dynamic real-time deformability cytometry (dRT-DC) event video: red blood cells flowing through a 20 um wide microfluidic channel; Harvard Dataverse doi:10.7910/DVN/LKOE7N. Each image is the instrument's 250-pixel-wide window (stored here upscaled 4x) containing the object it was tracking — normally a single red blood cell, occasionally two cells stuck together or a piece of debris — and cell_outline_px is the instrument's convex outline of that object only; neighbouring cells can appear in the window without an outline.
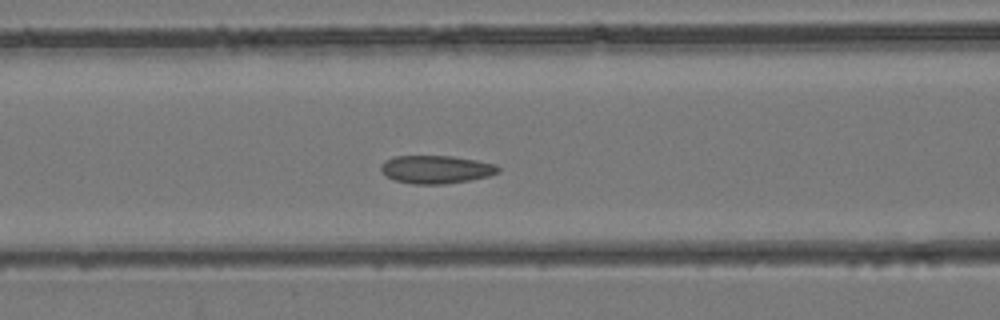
{"species": "common noctule bat (a hibernating species)", "species_latin": "Nyctalus noctula", "temperature_condition": "room temperature", "stored_images_in_passage": 42, "camera_frame_rate_fps": 3000, "um_per_image_px": 0.085, "animal": {"sex": "female", "body_mass_g": 24.6, "forearm_length_mm": 56.2}, "frame": {"image": 1, "passage_image": 17, "time_ms": 5.333, "image_size_px": [1000, 320], "cell_outline_px": [[500, 172], [488, 176], [468, 180], [444, 184], [412, 184], [396, 180], [384, 176], [380, 168], [380, 164], [384, 160], [396, 156], [452, 156], [476, 160], [496, 164], [500, 168]], "centroid_in_image_um": [37.04, 14.4], "position_along_channel_um": 129.6, "area_um2": 19.25}}
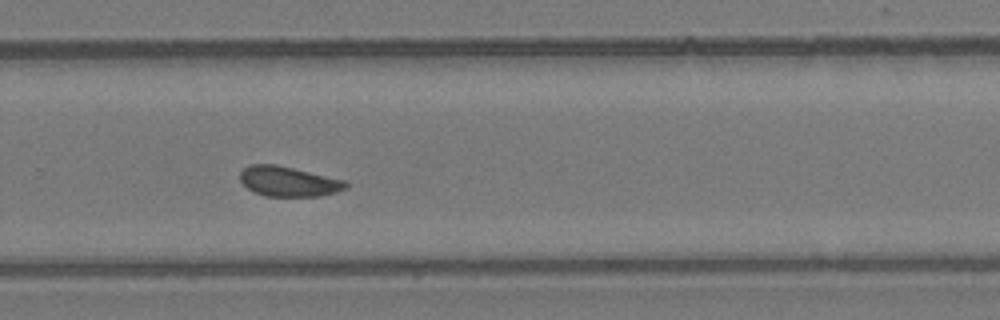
{"frame": {"image": 2, "passage_image": 28, "time_ms": 9.0, "image_size_px": [1000, 320], "cell_outline_px": [[348, 188], [336, 192], [320, 196], [264, 196], [248, 188], [240, 180], [240, 172], [244, 168], [252, 164], [276, 164], [344, 180], [348, 184]], "centroid_in_image_um": [24.53, 15.42], "position_along_channel_um": 305.3, "area_um2": 18.32}}
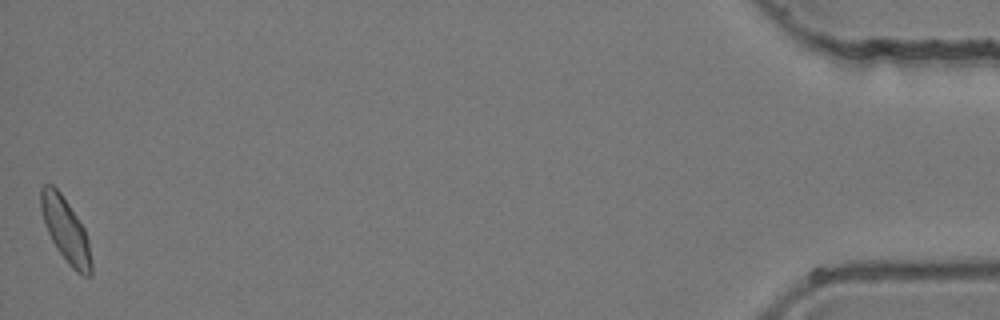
{"frame": {"image": 3, "passage_image": 42, "time_ms": 13.667, "image_size_px": [1000, 320], "cell_outline_px": [[92, 276], [84, 276], [76, 272], [68, 264], [56, 248], [48, 232], [40, 208], [40, 188], [44, 184], [52, 184], [60, 192], [84, 228], [88, 240], [92, 260]], "centroid_in_image_um": [5.59, 19.58], "position_along_channel_um": 429.6, "area_um2": 18.79}}